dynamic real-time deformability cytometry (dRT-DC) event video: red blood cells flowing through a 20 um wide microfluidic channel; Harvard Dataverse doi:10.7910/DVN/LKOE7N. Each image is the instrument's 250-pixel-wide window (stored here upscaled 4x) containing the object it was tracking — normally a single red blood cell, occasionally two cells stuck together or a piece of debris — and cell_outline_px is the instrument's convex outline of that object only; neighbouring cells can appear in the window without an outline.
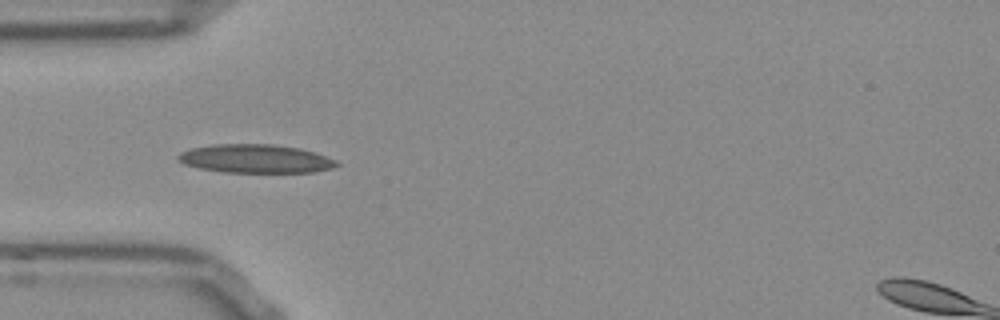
{"species": "Egyptian fruit bat (a non-hibernating species)", "species_latin": "Rousettus aegyptiacus", "temperature_condition": "room temperature", "stored_images_in_passage": 11, "camera_frame_rate_fps": 3000, "um_per_image_px": 0.085, "frame": {"image": 1, "passage_image": 1, "time_ms": 0.0, "image_size_px": [1000, 320], "cell_outline_px": [[340, 164], [332, 168], [312, 172], [224, 172], [200, 168], [184, 164], [176, 156], [180, 152], [192, 148], [216, 144], [272, 144], [300, 148], [316, 152], [336, 160]], "centroid_in_image_um": [21.74, 13.48], "position_along_channel_um": 63.3, "area_um2": 26.3}}
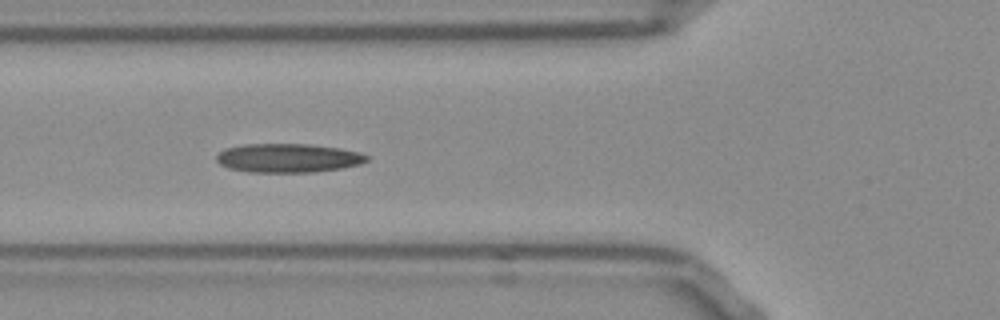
{"frame": {"image": 2, "passage_image": 4, "time_ms": 1.0, "image_size_px": [1000, 320], "cell_outline_px": [[368, 160], [360, 164], [340, 168], [312, 172], [248, 172], [228, 168], [220, 164], [216, 160], [216, 156], [224, 148], [244, 144], [308, 144], [340, 148], [360, 152], [368, 156]], "centroid_in_image_um": [24.46, 13.43], "position_along_channel_um": 101.3, "area_um2": 25.32}}
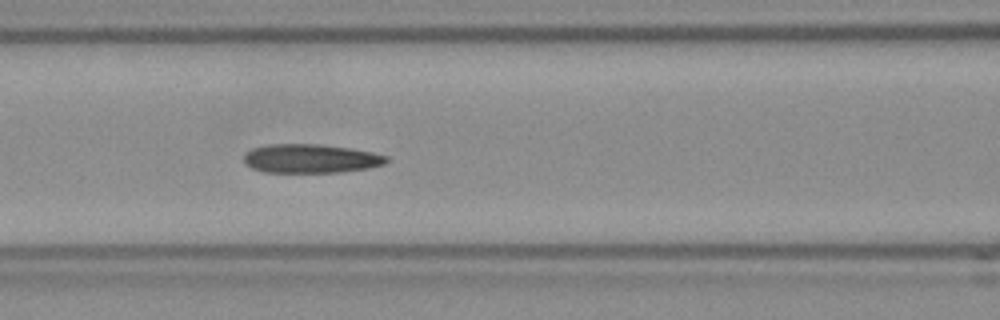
{"frame": {"image": 3, "passage_image": 7, "time_ms": 2.0, "image_size_px": [1000, 320], "cell_outline_px": [[388, 160], [384, 164], [368, 168], [340, 172], [264, 172], [252, 168], [244, 164], [244, 152], [252, 148], [268, 144], [316, 144], [352, 148], [372, 152], [388, 156]], "centroid_in_image_um": [26.38, 13.47], "position_along_channel_um": 140.2, "area_um2": 24.1}}